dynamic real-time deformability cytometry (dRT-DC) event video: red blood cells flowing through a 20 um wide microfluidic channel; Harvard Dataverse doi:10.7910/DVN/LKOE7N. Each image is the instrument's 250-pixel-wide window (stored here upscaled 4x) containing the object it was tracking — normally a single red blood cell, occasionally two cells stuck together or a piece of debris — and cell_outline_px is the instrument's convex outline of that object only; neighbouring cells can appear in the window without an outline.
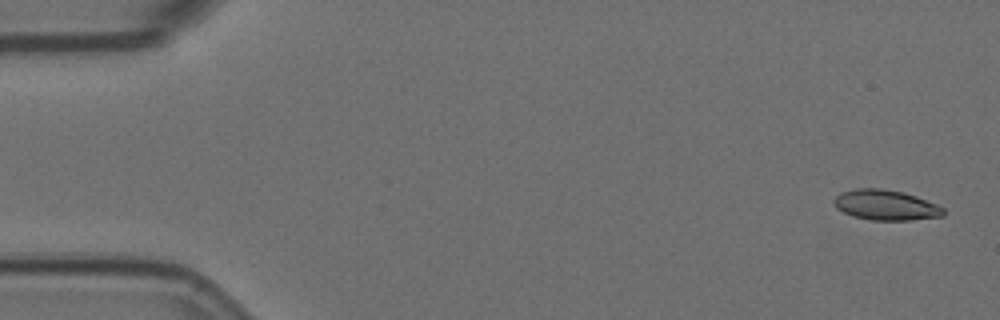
{"species": "Egyptian fruit bat (a non-hibernating species)", "species_latin": "Rousettus aegyptiacus", "temperature_condition": "room temperature", "stored_images_in_passage": 4, "camera_frame_rate_fps": 3000, "um_per_image_px": 0.085, "animal": {"sex": "female"}, "frame": {"image": 1, "passage_image": 1, "time_ms": 0.0, "image_size_px": [1000, 320], "cell_outline_px": [[944, 216], [912, 220], [872, 220], [852, 216], [836, 208], [832, 200], [840, 192], [856, 188], [880, 188], [904, 192], [916, 196], [936, 204], [944, 208]], "centroid_in_image_um": [75.27, 17.42], "position_along_channel_um": 9.7, "area_um2": 19.42}}
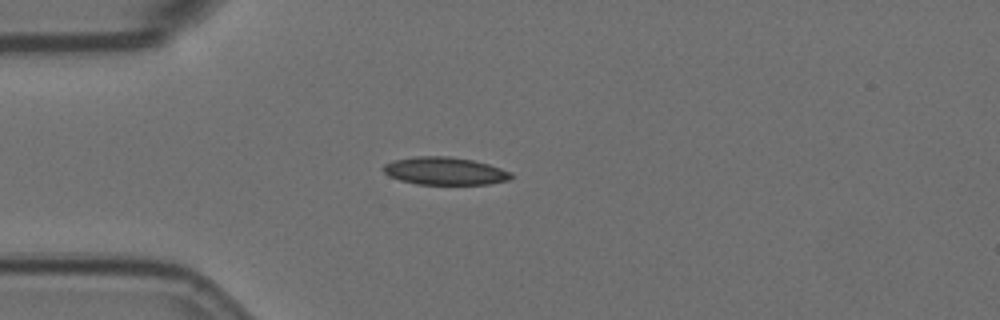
{"frame": {"image": 2, "passage_image": 4, "time_ms": 1.0, "image_size_px": [1000, 320], "cell_outline_px": [[512, 176], [508, 180], [488, 184], [416, 184], [400, 180], [388, 176], [380, 168], [384, 164], [392, 160], [416, 156], [448, 156], [472, 160], [488, 164], [512, 172]], "centroid_in_image_um": [37.75, 14.53], "position_along_channel_um": 47.2, "area_um2": 20.69}}